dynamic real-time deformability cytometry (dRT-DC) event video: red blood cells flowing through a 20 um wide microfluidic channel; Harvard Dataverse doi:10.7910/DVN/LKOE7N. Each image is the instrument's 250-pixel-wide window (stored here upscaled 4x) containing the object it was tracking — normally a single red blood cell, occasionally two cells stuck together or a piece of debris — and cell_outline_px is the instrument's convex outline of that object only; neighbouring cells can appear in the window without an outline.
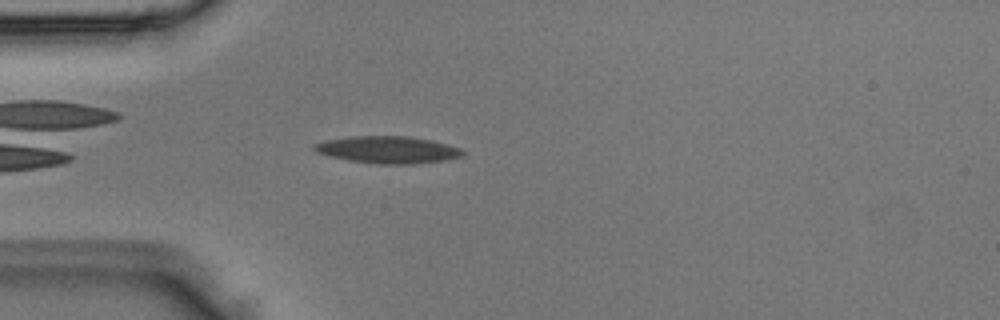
{"species": "Egyptian fruit bat (a non-hibernating species)", "species_latin": "Rousettus aegyptiacus", "temperature_condition": "room temperature", "stored_images_in_passage": 4, "camera_frame_rate_fps": 3000, "um_per_image_px": 0.085, "animal": {"sex": "male"}, "frame": {"image": 1, "passage_image": 4, "time_ms": 1.0, "image_size_px": [1000, 320], "cell_outline_px": [[464, 156], [448, 160], [416, 164], [380, 164], [348, 160], [328, 156], [316, 152], [312, 148], [312, 144], [324, 140], [352, 136], [412, 136], [432, 140], [448, 144], [460, 148], [464, 152]], "centroid_in_image_um": [32.98, 12.73], "position_along_channel_um": 52.0, "area_um2": 23.81}}